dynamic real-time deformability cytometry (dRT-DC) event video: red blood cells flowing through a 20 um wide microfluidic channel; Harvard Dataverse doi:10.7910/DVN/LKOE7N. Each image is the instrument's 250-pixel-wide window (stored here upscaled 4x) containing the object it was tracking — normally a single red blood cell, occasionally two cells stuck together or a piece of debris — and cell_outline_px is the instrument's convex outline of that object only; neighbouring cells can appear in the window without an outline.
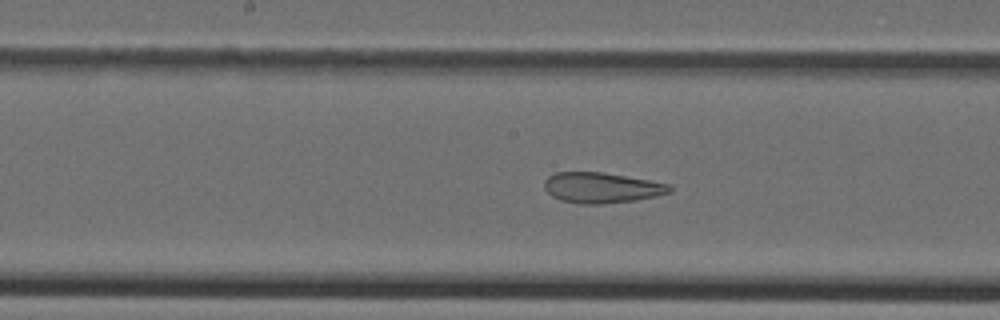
{"species": "Egyptian fruit bat (a non-hibernating species)", "species_latin": "Rousettus aegyptiacus", "temperature_condition": "cold", "stored_images_in_passage": 44, "camera_frame_rate_fps": 3000, "um_per_image_px": 0.085, "animal": {"sex": "female"}, "frame": {"image": 1, "passage_image": 24, "time_ms": 7.667, "image_size_px": [1000, 320], "cell_outline_px": [[672, 192], [656, 196], [636, 200], [600, 204], [580, 204], [560, 200], [552, 196], [544, 188], [544, 180], [548, 176], [556, 172], [604, 172], [648, 180], [668, 184], [672, 188]], "centroid_in_image_um": [51.11, 15.95], "position_along_channel_um": 197.1, "area_um2": 22.31}}
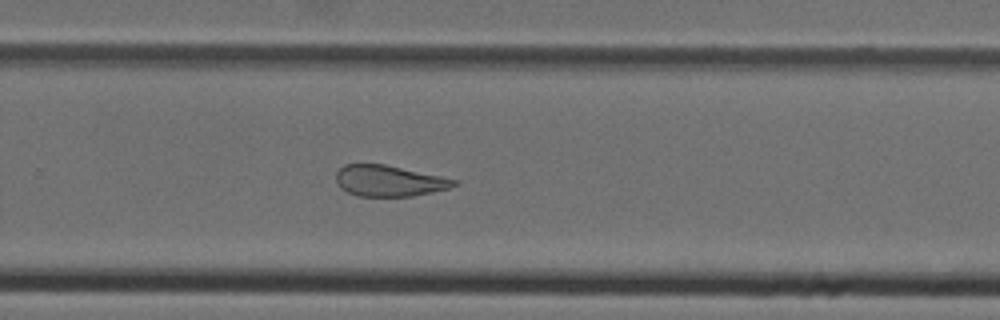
{"frame": {"image": 2, "passage_image": 31, "time_ms": 10.0, "image_size_px": [1000, 320], "cell_outline_px": [[460, 184], [452, 188], [412, 196], [356, 196], [340, 188], [336, 184], [336, 172], [344, 164], [384, 164], [440, 176], [456, 180]], "centroid_in_image_um": [33.06, 15.38], "position_along_channel_um": 296.7, "area_um2": 21.39}}
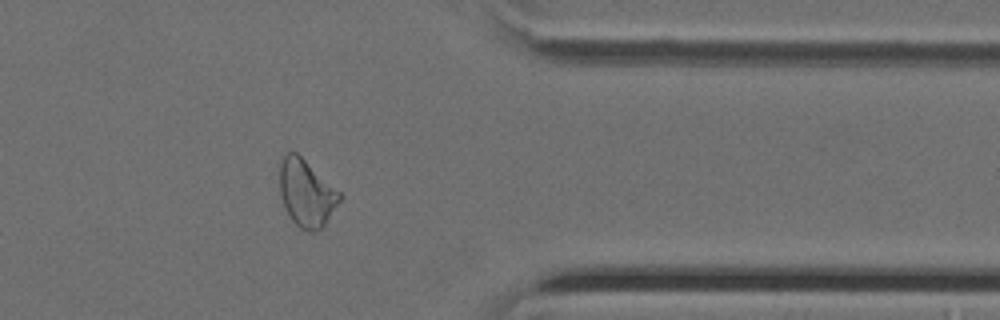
{"frame": {"image": 3, "passage_image": 38, "time_ms": 12.333, "image_size_px": [1000, 320], "cell_outline_px": [[344, 196], [324, 228], [316, 232], [308, 232], [300, 228], [292, 220], [284, 208], [280, 196], [280, 164], [284, 152], [296, 152], [340, 192]], "centroid_in_image_um": [26.06, 16.46], "position_along_channel_um": 385.3, "area_um2": 23.76}}